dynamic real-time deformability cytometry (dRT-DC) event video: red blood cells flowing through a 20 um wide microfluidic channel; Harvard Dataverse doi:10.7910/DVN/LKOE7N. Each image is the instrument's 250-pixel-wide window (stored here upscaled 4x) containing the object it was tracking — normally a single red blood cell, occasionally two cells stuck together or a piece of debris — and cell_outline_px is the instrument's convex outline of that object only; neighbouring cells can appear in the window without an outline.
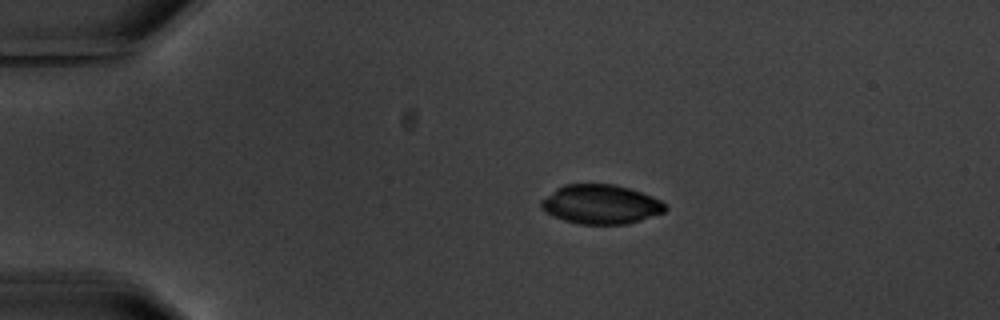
{"species": "common noctule bat (a hibernating species)", "species_latin": "Nyctalus noctula", "temperature_condition": "warm", "stored_images_in_passage": 2, "camera_frame_rate_fps": 3000, "um_per_image_px": 0.085, "animal": {"sex": "male", "body_mass_g": 20.1, "forearm_length_mm": 53.5}, "frame": {"image": 1, "passage_image": 1, "time_ms": 0.0, "image_size_px": [1000, 320], "cell_outline_px": [[668, 208], [664, 212], [628, 224], [580, 224], [564, 220], [540, 208], [540, 200], [556, 188], [564, 184], [616, 184], [652, 196], [660, 200]], "centroid_in_image_um": [51.06, 17.36], "position_along_channel_um": 33.9, "area_um2": 28.26}}